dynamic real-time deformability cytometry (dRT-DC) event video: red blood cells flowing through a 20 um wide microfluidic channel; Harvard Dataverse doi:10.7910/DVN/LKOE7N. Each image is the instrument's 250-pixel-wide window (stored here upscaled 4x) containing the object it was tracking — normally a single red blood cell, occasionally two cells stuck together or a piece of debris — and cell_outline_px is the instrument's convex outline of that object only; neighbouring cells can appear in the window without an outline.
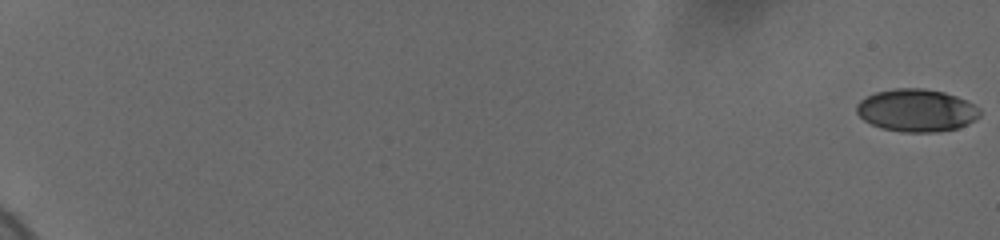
{"species": "human", "species_latin": "Homo sapiens", "temperature_condition": "cold", "stored_images_in_passage": 31, "camera_frame_rate_fps": 3000, "um_per_image_px": 0.085, "donor": {"sex": "female"}, "frame": {"image": 1, "passage_image": 1, "time_ms": 0.0, "image_size_px": [1000, 240], "cell_outline_px": [[980, 116], [976, 120], [968, 124], [956, 128], [936, 132], [904, 132], [880, 128], [864, 120], [856, 112], [856, 104], [860, 100], [876, 92], [896, 88], [924, 88], [944, 92], [956, 96], [980, 108]], "centroid_in_image_um": [77.9, 9.38], "position_along_channel_um": 7.1, "area_um2": 30.58}}
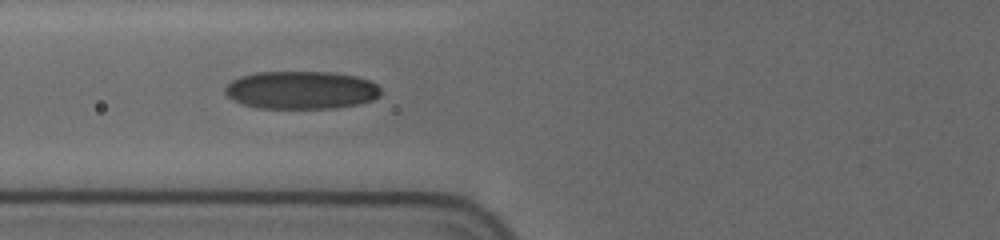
{"frame": {"image": 2, "passage_image": 18, "time_ms": 9.0, "image_size_px": [1000, 240], "cell_outline_px": [[380, 96], [372, 100], [356, 104], [336, 108], [256, 108], [232, 100], [224, 92], [224, 88], [232, 80], [240, 76], [256, 72], [332, 72], [356, 76], [368, 80], [376, 84], [380, 88]], "centroid_in_image_um": [25.58, 7.65], "position_along_channel_um": 100.2, "area_um2": 34.51}}
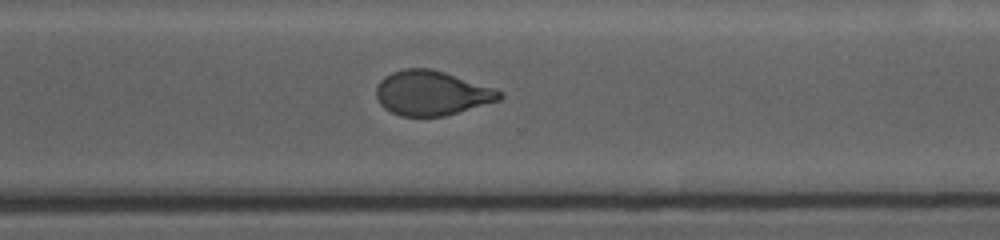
{"frame": {"image": 3, "passage_image": 31, "time_ms": 15.333, "image_size_px": [1000, 240], "cell_outline_px": [[504, 96], [500, 100], [444, 116], [400, 116], [384, 108], [380, 104], [376, 96], [376, 88], [380, 80], [384, 76], [392, 72], [404, 68], [428, 68], [444, 72], [496, 88], [504, 92]], "centroid_in_image_um": [36.7, 7.9], "position_along_channel_um": 333.9, "area_um2": 32.14}}